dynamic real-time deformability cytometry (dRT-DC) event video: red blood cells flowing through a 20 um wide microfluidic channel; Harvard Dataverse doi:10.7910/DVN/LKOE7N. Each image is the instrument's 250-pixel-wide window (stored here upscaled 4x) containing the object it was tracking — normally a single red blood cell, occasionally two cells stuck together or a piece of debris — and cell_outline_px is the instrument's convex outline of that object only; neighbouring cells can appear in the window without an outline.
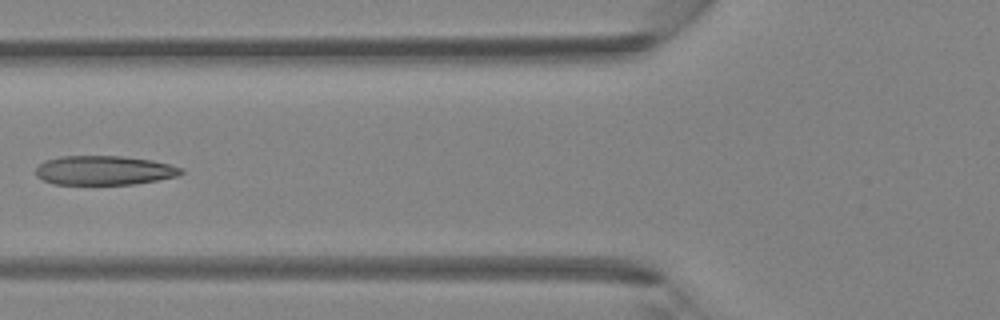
{"species": "Egyptian fruit bat (a non-hibernating species)", "species_latin": "Rousettus aegyptiacus", "temperature_condition": "room temperature", "stored_images_in_passage": 4, "camera_frame_rate_fps": 3000, "um_per_image_px": 0.085, "animal": {"sex": "female"}, "frame": {"image": 1, "passage_image": 4, "time_ms": 1.0, "image_size_px": [1000, 320], "cell_outline_px": [[184, 172], [176, 176], [156, 180], [132, 184], [52, 184], [36, 176], [36, 168], [44, 160], [60, 156], [120, 156], [152, 160], [184, 168]], "centroid_in_image_um": [8.83, 14.47], "position_along_channel_um": 117.0, "area_um2": 24.68}}